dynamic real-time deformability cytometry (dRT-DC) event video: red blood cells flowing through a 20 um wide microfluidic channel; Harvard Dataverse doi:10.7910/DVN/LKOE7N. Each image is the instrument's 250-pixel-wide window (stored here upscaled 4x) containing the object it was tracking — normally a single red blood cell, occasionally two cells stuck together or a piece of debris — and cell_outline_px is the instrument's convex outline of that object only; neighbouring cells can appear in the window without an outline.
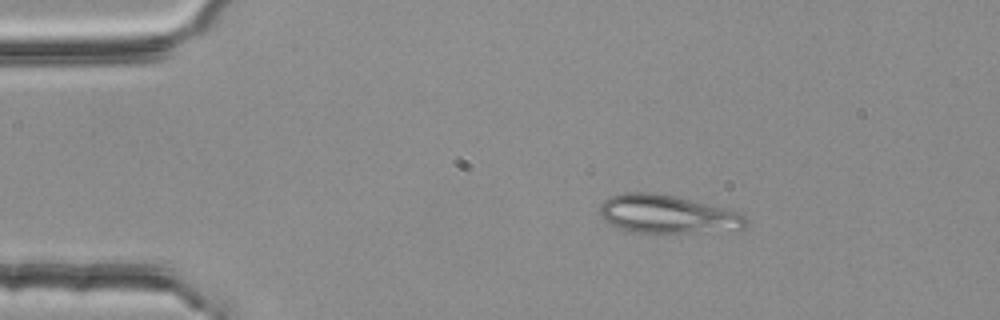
{"species": "common noctule bat (a hibernating species)", "species_latin": "Nyctalus noctula", "temperature_condition": "room temperature", "stored_images_in_passage": 44, "camera_frame_rate_fps": 3000, "um_per_image_px": 0.085, "animal": {"sex": "female", "body_mass_g": 25.1}, "frame": {"image": 1, "passage_image": 1, "time_ms": 0.0, "image_size_px": [1000, 320], "cell_outline_px": [[748, 224], [744, 228], [688, 232], [632, 232], [608, 224], [604, 220], [600, 212], [600, 204], [604, 200], [612, 196], [624, 192], [652, 192], [672, 196], [720, 208], [744, 216], [748, 220]], "centroid_in_image_um": [56.6, 18.2], "position_along_channel_um": 28.4, "area_um2": 31.56}}
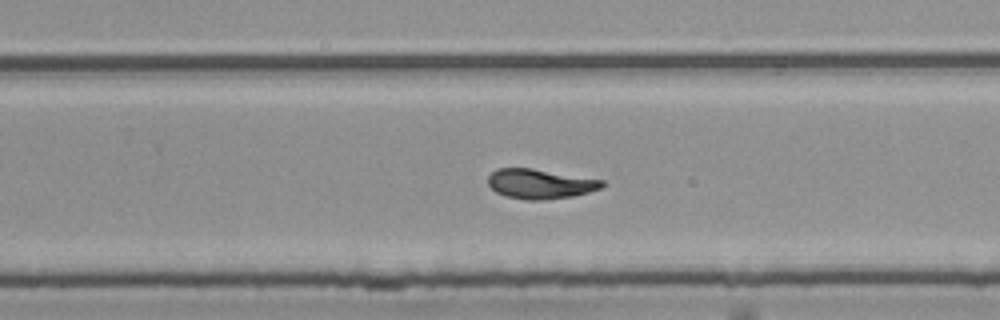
{"frame": {"image": 2, "passage_image": 26, "time_ms": 8.333, "image_size_px": [1000, 320], "cell_outline_px": [[608, 184], [600, 188], [588, 192], [572, 196], [544, 200], [528, 200], [504, 196], [496, 192], [488, 184], [488, 176], [496, 168], [532, 168], [604, 180]], "centroid_in_image_um": [45.91, 15.62], "position_along_channel_um": 283.9, "area_um2": 19.83}}
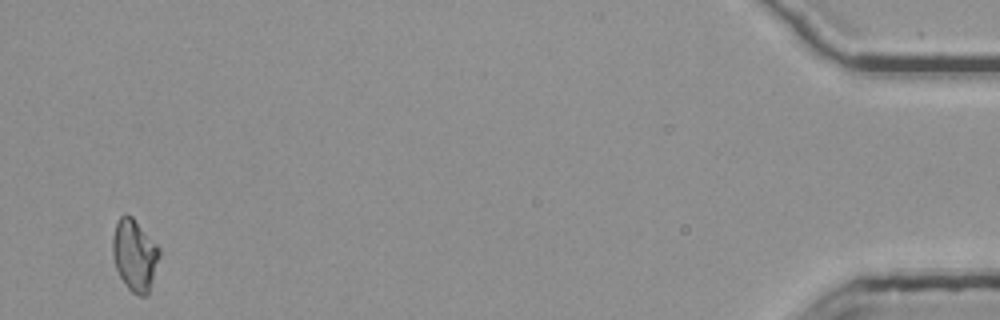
{"frame": {"image": 3, "passage_image": 44, "time_ms": 14.333, "image_size_px": [1000, 320], "cell_outline_px": [[160, 256], [148, 296], [140, 296], [132, 292], [128, 288], [120, 276], [116, 268], [112, 256], [112, 236], [116, 224], [120, 216], [124, 212], [132, 216], [160, 248]], "centroid_in_image_um": [11.44, 21.67], "position_along_channel_um": 423.8, "area_um2": 19.65}, "authors_computed_cell_mechanics": {"area_um2": 19.652, "velocity_mm_per_s": 3.7958, "shape_relaxation_time_tau1_ms": 4.4526, "shape_relaxation_time_tau2_ms": 2.0194, "deformation_change_tau1": 0.1544, "deformation_change_tau2": 0.0811}}